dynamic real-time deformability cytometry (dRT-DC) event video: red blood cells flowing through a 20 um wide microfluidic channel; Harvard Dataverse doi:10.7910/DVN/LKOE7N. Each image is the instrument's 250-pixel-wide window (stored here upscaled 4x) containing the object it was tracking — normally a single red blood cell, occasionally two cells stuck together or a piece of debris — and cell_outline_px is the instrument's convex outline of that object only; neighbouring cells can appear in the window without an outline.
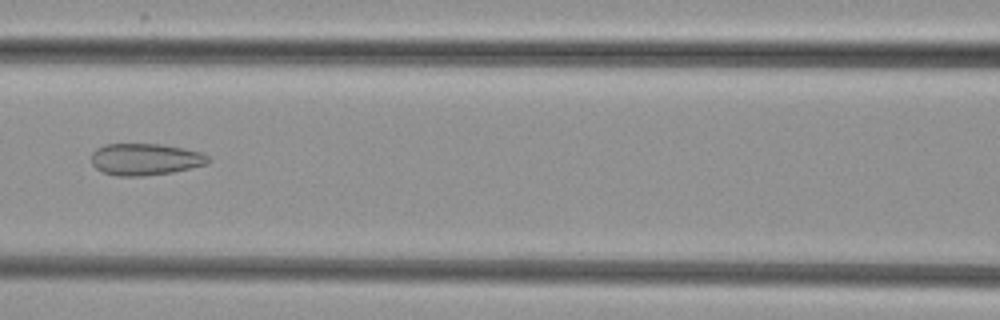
{"species": "common noctule bat (a hibernating species)", "species_latin": "Nyctalus noctula", "temperature_condition": "cold", "stored_images_in_passage": 7, "camera_frame_rate_fps": 3000, "um_per_image_px": 0.085, "animal": {"sex": "female", "body_mass_g": 29.2, "forearm_length_mm": 56.3}, "frame": {"image": 1, "passage_image": 7, "time_ms": 7.0, "image_size_px": [1000, 320], "cell_outline_px": [[212, 160], [208, 164], [172, 172], [144, 176], [116, 176], [104, 172], [96, 168], [92, 164], [92, 152], [96, 148], [104, 144], [160, 144], [184, 148], [204, 152]], "centroid_in_image_um": [12.38, 13.53], "position_along_channel_um": 154.2, "area_um2": 21.85}}